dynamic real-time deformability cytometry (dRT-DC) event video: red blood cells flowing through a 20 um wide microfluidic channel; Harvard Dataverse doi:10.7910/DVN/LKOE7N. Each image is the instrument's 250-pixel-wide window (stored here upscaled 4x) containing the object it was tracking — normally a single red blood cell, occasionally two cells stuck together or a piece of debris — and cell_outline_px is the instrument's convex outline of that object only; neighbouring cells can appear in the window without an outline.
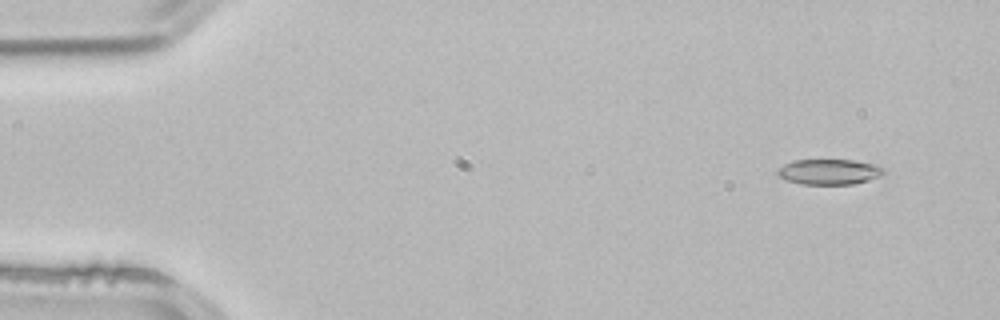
{"species": "common noctule bat (a hibernating species)", "species_latin": "Nyctalus noctula", "temperature_condition": "room temperature", "stored_images_in_passage": 3, "camera_frame_rate_fps": 3000, "um_per_image_px": 0.085, "animal": {"sex": "male", "body_mass_g": 21.5, "forearm_length_mm": 52.0}, "frame": {"image": 1, "passage_image": 1, "time_ms": 0.0, "image_size_px": [1000, 320], "cell_outline_px": [[884, 172], [880, 176], [868, 180], [852, 184], [800, 184], [776, 176], [776, 172], [784, 164], [792, 160], [852, 160], [876, 164], [884, 168]], "centroid_in_image_um": [70.46, 14.6], "position_along_channel_um": 14.5, "area_um2": 15.72}}
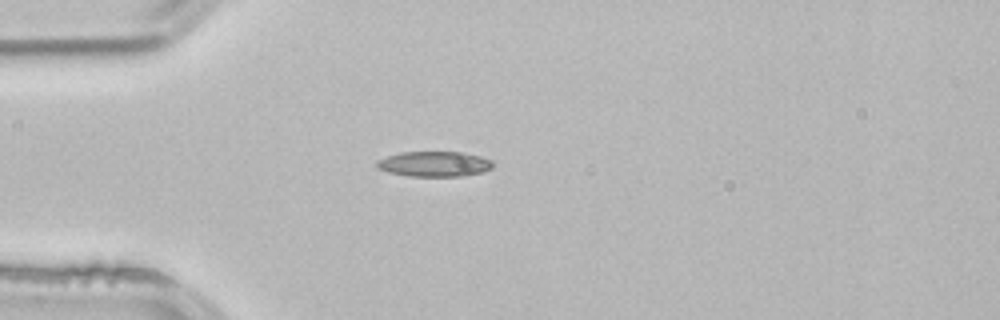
{"frame": {"image": 2, "passage_image": 3, "time_ms": 0.667, "image_size_px": [1000, 320], "cell_outline_px": [[492, 168], [484, 172], [464, 176], [408, 176], [388, 172], [376, 168], [376, 160], [400, 152], [464, 152], [480, 156], [492, 160]], "centroid_in_image_um": [36.92, 13.94], "position_along_channel_um": 48.1, "area_um2": 17.22}}